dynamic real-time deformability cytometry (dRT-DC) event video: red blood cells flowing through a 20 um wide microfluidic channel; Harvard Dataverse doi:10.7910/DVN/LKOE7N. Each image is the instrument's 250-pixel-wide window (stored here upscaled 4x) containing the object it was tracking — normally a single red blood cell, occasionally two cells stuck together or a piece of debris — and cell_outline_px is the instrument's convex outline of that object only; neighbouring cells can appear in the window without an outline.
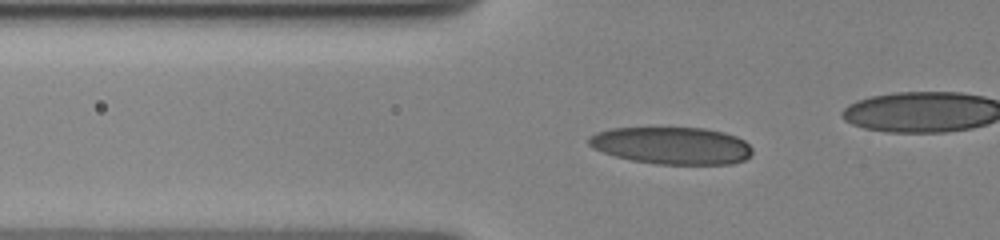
{"species": "human", "species_latin": "Homo sapiens", "temperature_condition": "cold", "stored_images_in_passage": 9, "camera_frame_rate_fps": 3000, "um_per_image_px": 0.085, "donor": {"sex": "female"}, "frame": {"image": 1, "passage_image": 6, "time_ms": 3.0, "image_size_px": [1000, 240], "cell_outline_px": [[752, 152], [744, 160], [732, 164], [656, 164], [632, 160], [616, 156], [592, 148], [588, 144], [588, 136], [596, 132], [612, 128], [704, 128], [724, 132], [736, 136], [744, 140], [752, 148]], "centroid_in_image_um": [57.1, 12.37], "position_along_channel_um": 68.7, "area_um2": 35.49}}